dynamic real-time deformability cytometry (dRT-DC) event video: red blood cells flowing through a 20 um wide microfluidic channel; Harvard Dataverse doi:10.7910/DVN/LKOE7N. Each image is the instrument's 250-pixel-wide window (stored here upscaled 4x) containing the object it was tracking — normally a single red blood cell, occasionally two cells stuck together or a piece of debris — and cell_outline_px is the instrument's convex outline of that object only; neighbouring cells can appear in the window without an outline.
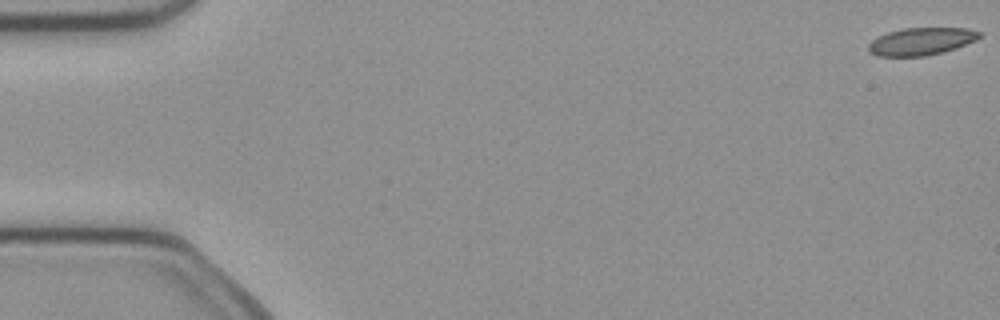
{"species": "common noctule bat (a hibernating species)", "species_latin": "Nyctalus noctula", "temperature_condition": "cold", "stored_images_in_passage": 5, "camera_frame_rate_fps": 3000, "um_per_image_px": 0.085, "animal": {"sex": "female", "body_mass_g": 21.9}, "frame": {"image": 1, "passage_image": 1, "time_ms": 0.0, "image_size_px": [1000, 320], "cell_outline_px": [[984, 36], [976, 40], [956, 48], [924, 56], [876, 56], [868, 52], [868, 44], [872, 40], [888, 32], [904, 28], [968, 28], [980, 32]], "centroid_in_image_um": [78.31, 3.51], "position_along_channel_um": 6.7, "area_um2": 17.74}}
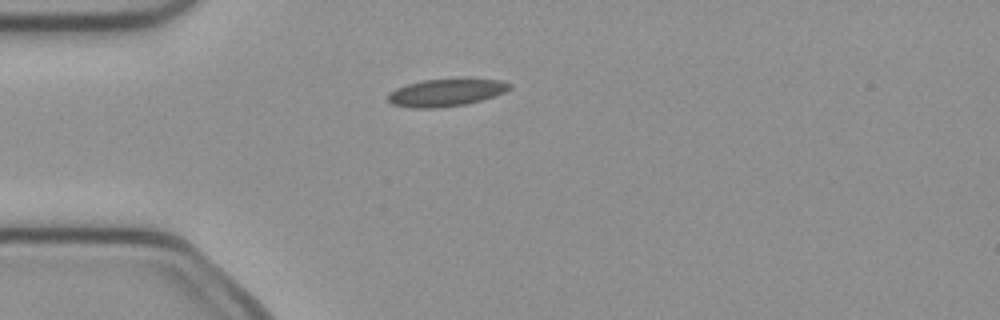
{"frame": {"image": 2, "passage_image": 4, "time_ms": 1.0, "image_size_px": [1000, 320], "cell_outline_px": [[512, 88], [504, 92], [480, 100], [464, 104], [436, 108], [412, 108], [392, 104], [388, 100], [388, 92], [396, 88], [408, 84], [424, 80], [460, 76], [464, 76], [500, 80], [512, 84]], "centroid_in_image_um": [37.95, 7.81], "position_along_channel_um": 47.1, "area_um2": 20.06}}